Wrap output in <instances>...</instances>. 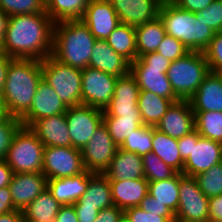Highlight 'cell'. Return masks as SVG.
Listing matches in <instances>:
<instances>
[{
  "instance_id": "obj_1",
  "label": "cell",
  "mask_w": 222,
  "mask_h": 222,
  "mask_svg": "<svg viewBox=\"0 0 222 222\" xmlns=\"http://www.w3.org/2000/svg\"><path fill=\"white\" fill-rule=\"evenodd\" d=\"M54 22L44 11L9 17L0 49L10 58L44 60L52 55Z\"/></svg>"
},
{
  "instance_id": "obj_2",
  "label": "cell",
  "mask_w": 222,
  "mask_h": 222,
  "mask_svg": "<svg viewBox=\"0 0 222 222\" xmlns=\"http://www.w3.org/2000/svg\"><path fill=\"white\" fill-rule=\"evenodd\" d=\"M42 80L41 61L12 58L9 61L1 98L10 116L21 118L29 109Z\"/></svg>"
},
{
  "instance_id": "obj_3",
  "label": "cell",
  "mask_w": 222,
  "mask_h": 222,
  "mask_svg": "<svg viewBox=\"0 0 222 222\" xmlns=\"http://www.w3.org/2000/svg\"><path fill=\"white\" fill-rule=\"evenodd\" d=\"M95 37L81 20L54 23L52 56L59 62L78 68L89 67Z\"/></svg>"
},
{
  "instance_id": "obj_4",
  "label": "cell",
  "mask_w": 222,
  "mask_h": 222,
  "mask_svg": "<svg viewBox=\"0 0 222 222\" xmlns=\"http://www.w3.org/2000/svg\"><path fill=\"white\" fill-rule=\"evenodd\" d=\"M159 17L167 35L181 41L188 50L203 52L214 38L215 32L206 26L201 15L178 8L170 0H164Z\"/></svg>"
},
{
  "instance_id": "obj_5",
  "label": "cell",
  "mask_w": 222,
  "mask_h": 222,
  "mask_svg": "<svg viewBox=\"0 0 222 222\" xmlns=\"http://www.w3.org/2000/svg\"><path fill=\"white\" fill-rule=\"evenodd\" d=\"M170 63L171 61L159 53L150 52L130 63V73L135 77L140 90L155 93L174 103L179 99L175 96L166 75Z\"/></svg>"
},
{
  "instance_id": "obj_6",
  "label": "cell",
  "mask_w": 222,
  "mask_h": 222,
  "mask_svg": "<svg viewBox=\"0 0 222 222\" xmlns=\"http://www.w3.org/2000/svg\"><path fill=\"white\" fill-rule=\"evenodd\" d=\"M209 72L204 53L190 51L184 57L171 62L166 75L175 96L179 100H189Z\"/></svg>"
},
{
  "instance_id": "obj_7",
  "label": "cell",
  "mask_w": 222,
  "mask_h": 222,
  "mask_svg": "<svg viewBox=\"0 0 222 222\" xmlns=\"http://www.w3.org/2000/svg\"><path fill=\"white\" fill-rule=\"evenodd\" d=\"M177 141L186 176L194 177L222 161L220 143L200 136L196 130Z\"/></svg>"
},
{
  "instance_id": "obj_8",
  "label": "cell",
  "mask_w": 222,
  "mask_h": 222,
  "mask_svg": "<svg viewBox=\"0 0 222 222\" xmlns=\"http://www.w3.org/2000/svg\"><path fill=\"white\" fill-rule=\"evenodd\" d=\"M42 79L67 106L82 105V70L63 64L52 55L41 61Z\"/></svg>"
},
{
  "instance_id": "obj_9",
  "label": "cell",
  "mask_w": 222,
  "mask_h": 222,
  "mask_svg": "<svg viewBox=\"0 0 222 222\" xmlns=\"http://www.w3.org/2000/svg\"><path fill=\"white\" fill-rule=\"evenodd\" d=\"M44 144L36 134L26 126L15 133L5 158L13 173L42 172Z\"/></svg>"
},
{
  "instance_id": "obj_10",
  "label": "cell",
  "mask_w": 222,
  "mask_h": 222,
  "mask_svg": "<svg viewBox=\"0 0 222 222\" xmlns=\"http://www.w3.org/2000/svg\"><path fill=\"white\" fill-rule=\"evenodd\" d=\"M209 198L198 187L194 177L180 173L179 202L175 222H207Z\"/></svg>"
},
{
  "instance_id": "obj_11",
  "label": "cell",
  "mask_w": 222,
  "mask_h": 222,
  "mask_svg": "<svg viewBox=\"0 0 222 222\" xmlns=\"http://www.w3.org/2000/svg\"><path fill=\"white\" fill-rule=\"evenodd\" d=\"M85 171L81 150L75 147H44L42 173L47 179L71 177Z\"/></svg>"
},
{
  "instance_id": "obj_12",
  "label": "cell",
  "mask_w": 222,
  "mask_h": 222,
  "mask_svg": "<svg viewBox=\"0 0 222 222\" xmlns=\"http://www.w3.org/2000/svg\"><path fill=\"white\" fill-rule=\"evenodd\" d=\"M117 76L98 69L82 70V105L104 110L114 95Z\"/></svg>"
},
{
  "instance_id": "obj_13",
  "label": "cell",
  "mask_w": 222,
  "mask_h": 222,
  "mask_svg": "<svg viewBox=\"0 0 222 222\" xmlns=\"http://www.w3.org/2000/svg\"><path fill=\"white\" fill-rule=\"evenodd\" d=\"M72 147L82 149L103 122V110L87 105L68 107L65 112Z\"/></svg>"
},
{
  "instance_id": "obj_14",
  "label": "cell",
  "mask_w": 222,
  "mask_h": 222,
  "mask_svg": "<svg viewBox=\"0 0 222 222\" xmlns=\"http://www.w3.org/2000/svg\"><path fill=\"white\" fill-rule=\"evenodd\" d=\"M117 149L118 146L102 122L89 142L81 149L85 170L92 173H104Z\"/></svg>"
},
{
  "instance_id": "obj_15",
  "label": "cell",
  "mask_w": 222,
  "mask_h": 222,
  "mask_svg": "<svg viewBox=\"0 0 222 222\" xmlns=\"http://www.w3.org/2000/svg\"><path fill=\"white\" fill-rule=\"evenodd\" d=\"M139 92L137 81L130 72L118 77L114 95L110 104L103 110V116L140 115L138 109Z\"/></svg>"
},
{
  "instance_id": "obj_16",
  "label": "cell",
  "mask_w": 222,
  "mask_h": 222,
  "mask_svg": "<svg viewBox=\"0 0 222 222\" xmlns=\"http://www.w3.org/2000/svg\"><path fill=\"white\" fill-rule=\"evenodd\" d=\"M67 108L56 91L42 79L37 86L30 109L20 118V121L22 126L30 127L41 118L65 113Z\"/></svg>"
},
{
  "instance_id": "obj_17",
  "label": "cell",
  "mask_w": 222,
  "mask_h": 222,
  "mask_svg": "<svg viewBox=\"0 0 222 222\" xmlns=\"http://www.w3.org/2000/svg\"><path fill=\"white\" fill-rule=\"evenodd\" d=\"M96 40H106L121 24L116 11L108 0H90L81 18Z\"/></svg>"
},
{
  "instance_id": "obj_18",
  "label": "cell",
  "mask_w": 222,
  "mask_h": 222,
  "mask_svg": "<svg viewBox=\"0 0 222 222\" xmlns=\"http://www.w3.org/2000/svg\"><path fill=\"white\" fill-rule=\"evenodd\" d=\"M120 22L133 27L156 20L164 0H108Z\"/></svg>"
},
{
  "instance_id": "obj_19",
  "label": "cell",
  "mask_w": 222,
  "mask_h": 222,
  "mask_svg": "<svg viewBox=\"0 0 222 222\" xmlns=\"http://www.w3.org/2000/svg\"><path fill=\"white\" fill-rule=\"evenodd\" d=\"M155 128L175 139H180L194 131V112L189 100L172 103Z\"/></svg>"
},
{
  "instance_id": "obj_20",
  "label": "cell",
  "mask_w": 222,
  "mask_h": 222,
  "mask_svg": "<svg viewBox=\"0 0 222 222\" xmlns=\"http://www.w3.org/2000/svg\"><path fill=\"white\" fill-rule=\"evenodd\" d=\"M48 179L42 173H14L9 184L16 210L23 211L47 188Z\"/></svg>"
},
{
  "instance_id": "obj_21",
  "label": "cell",
  "mask_w": 222,
  "mask_h": 222,
  "mask_svg": "<svg viewBox=\"0 0 222 222\" xmlns=\"http://www.w3.org/2000/svg\"><path fill=\"white\" fill-rule=\"evenodd\" d=\"M44 147H71L68 123L65 113L41 118L29 127Z\"/></svg>"
},
{
  "instance_id": "obj_22",
  "label": "cell",
  "mask_w": 222,
  "mask_h": 222,
  "mask_svg": "<svg viewBox=\"0 0 222 222\" xmlns=\"http://www.w3.org/2000/svg\"><path fill=\"white\" fill-rule=\"evenodd\" d=\"M189 102L193 112H222V74L210 71Z\"/></svg>"
},
{
  "instance_id": "obj_23",
  "label": "cell",
  "mask_w": 222,
  "mask_h": 222,
  "mask_svg": "<svg viewBox=\"0 0 222 222\" xmlns=\"http://www.w3.org/2000/svg\"><path fill=\"white\" fill-rule=\"evenodd\" d=\"M89 67L117 77L124 76L130 72V62L122 55L116 53L106 40L95 41Z\"/></svg>"
},
{
  "instance_id": "obj_24",
  "label": "cell",
  "mask_w": 222,
  "mask_h": 222,
  "mask_svg": "<svg viewBox=\"0 0 222 222\" xmlns=\"http://www.w3.org/2000/svg\"><path fill=\"white\" fill-rule=\"evenodd\" d=\"M90 171L60 179H48L47 188L61 205H73L85 193Z\"/></svg>"
},
{
  "instance_id": "obj_25",
  "label": "cell",
  "mask_w": 222,
  "mask_h": 222,
  "mask_svg": "<svg viewBox=\"0 0 222 222\" xmlns=\"http://www.w3.org/2000/svg\"><path fill=\"white\" fill-rule=\"evenodd\" d=\"M103 174L109 181L145 178L142 157L118 147L109 167Z\"/></svg>"
},
{
  "instance_id": "obj_26",
  "label": "cell",
  "mask_w": 222,
  "mask_h": 222,
  "mask_svg": "<svg viewBox=\"0 0 222 222\" xmlns=\"http://www.w3.org/2000/svg\"><path fill=\"white\" fill-rule=\"evenodd\" d=\"M148 184L145 178L110 181L114 206L122 210L139 206L148 194Z\"/></svg>"
},
{
  "instance_id": "obj_27",
  "label": "cell",
  "mask_w": 222,
  "mask_h": 222,
  "mask_svg": "<svg viewBox=\"0 0 222 222\" xmlns=\"http://www.w3.org/2000/svg\"><path fill=\"white\" fill-rule=\"evenodd\" d=\"M74 207H94L98 211L114 206L109 179L103 173H90L85 193Z\"/></svg>"
},
{
  "instance_id": "obj_28",
  "label": "cell",
  "mask_w": 222,
  "mask_h": 222,
  "mask_svg": "<svg viewBox=\"0 0 222 222\" xmlns=\"http://www.w3.org/2000/svg\"><path fill=\"white\" fill-rule=\"evenodd\" d=\"M61 206L46 188L22 213L25 222H55Z\"/></svg>"
},
{
  "instance_id": "obj_29",
  "label": "cell",
  "mask_w": 222,
  "mask_h": 222,
  "mask_svg": "<svg viewBox=\"0 0 222 222\" xmlns=\"http://www.w3.org/2000/svg\"><path fill=\"white\" fill-rule=\"evenodd\" d=\"M152 145L151 152L178 173H183L184 161L179 152L177 139L153 127Z\"/></svg>"
},
{
  "instance_id": "obj_30",
  "label": "cell",
  "mask_w": 222,
  "mask_h": 222,
  "mask_svg": "<svg viewBox=\"0 0 222 222\" xmlns=\"http://www.w3.org/2000/svg\"><path fill=\"white\" fill-rule=\"evenodd\" d=\"M172 103L170 99L160 97L146 90H140L138 109L143 124L155 127Z\"/></svg>"
},
{
  "instance_id": "obj_31",
  "label": "cell",
  "mask_w": 222,
  "mask_h": 222,
  "mask_svg": "<svg viewBox=\"0 0 222 222\" xmlns=\"http://www.w3.org/2000/svg\"><path fill=\"white\" fill-rule=\"evenodd\" d=\"M137 58L150 52H156L166 35L163 21L156 20L135 27Z\"/></svg>"
},
{
  "instance_id": "obj_32",
  "label": "cell",
  "mask_w": 222,
  "mask_h": 222,
  "mask_svg": "<svg viewBox=\"0 0 222 222\" xmlns=\"http://www.w3.org/2000/svg\"><path fill=\"white\" fill-rule=\"evenodd\" d=\"M106 41L116 53L130 63L137 58L135 27L121 23L110 33Z\"/></svg>"
},
{
  "instance_id": "obj_33",
  "label": "cell",
  "mask_w": 222,
  "mask_h": 222,
  "mask_svg": "<svg viewBox=\"0 0 222 222\" xmlns=\"http://www.w3.org/2000/svg\"><path fill=\"white\" fill-rule=\"evenodd\" d=\"M90 0H49L45 12L54 23L65 20H81Z\"/></svg>"
},
{
  "instance_id": "obj_34",
  "label": "cell",
  "mask_w": 222,
  "mask_h": 222,
  "mask_svg": "<svg viewBox=\"0 0 222 222\" xmlns=\"http://www.w3.org/2000/svg\"><path fill=\"white\" fill-rule=\"evenodd\" d=\"M179 184L180 173L177 172L171 178L149 182L148 194L176 213L179 202Z\"/></svg>"
},
{
  "instance_id": "obj_35",
  "label": "cell",
  "mask_w": 222,
  "mask_h": 222,
  "mask_svg": "<svg viewBox=\"0 0 222 222\" xmlns=\"http://www.w3.org/2000/svg\"><path fill=\"white\" fill-rule=\"evenodd\" d=\"M103 123L118 147L136 129L144 125L140 115L103 116Z\"/></svg>"
},
{
  "instance_id": "obj_36",
  "label": "cell",
  "mask_w": 222,
  "mask_h": 222,
  "mask_svg": "<svg viewBox=\"0 0 222 222\" xmlns=\"http://www.w3.org/2000/svg\"><path fill=\"white\" fill-rule=\"evenodd\" d=\"M195 130L200 136L222 141V112H194Z\"/></svg>"
},
{
  "instance_id": "obj_37",
  "label": "cell",
  "mask_w": 222,
  "mask_h": 222,
  "mask_svg": "<svg viewBox=\"0 0 222 222\" xmlns=\"http://www.w3.org/2000/svg\"><path fill=\"white\" fill-rule=\"evenodd\" d=\"M153 126L142 125L129 135L119 147L143 157L152 151Z\"/></svg>"
},
{
  "instance_id": "obj_38",
  "label": "cell",
  "mask_w": 222,
  "mask_h": 222,
  "mask_svg": "<svg viewBox=\"0 0 222 222\" xmlns=\"http://www.w3.org/2000/svg\"><path fill=\"white\" fill-rule=\"evenodd\" d=\"M194 178L206 197L222 195V161Z\"/></svg>"
},
{
  "instance_id": "obj_39",
  "label": "cell",
  "mask_w": 222,
  "mask_h": 222,
  "mask_svg": "<svg viewBox=\"0 0 222 222\" xmlns=\"http://www.w3.org/2000/svg\"><path fill=\"white\" fill-rule=\"evenodd\" d=\"M144 177L148 182L161 181L173 177L177 171L164 163L153 152L142 157Z\"/></svg>"
},
{
  "instance_id": "obj_40",
  "label": "cell",
  "mask_w": 222,
  "mask_h": 222,
  "mask_svg": "<svg viewBox=\"0 0 222 222\" xmlns=\"http://www.w3.org/2000/svg\"><path fill=\"white\" fill-rule=\"evenodd\" d=\"M0 9L10 17L21 14H35L45 11L41 0H0Z\"/></svg>"
},
{
  "instance_id": "obj_41",
  "label": "cell",
  "mask_w": 222,
  "mask_h": 222,
  "mask_svg": "<svg viewBox=\"0 0 222 222\" xmlns=\"http://www.w3.org/2000/svg\"><path fill=\"white\" fill-rule=\"evenodd\" d=\"M21 126L20 119L14 116L0 122V160H5L14 135Z\"/></svg>"
},
{
  "instance_id": "obj_42",
  "label": "cell",
  "mask_w": 222,
  "mask_h": 222,
  "mask_svg": "<svg viewBox=\"0 0 222 222\" xmlns=\"http://www.w3.org/2000/svg\"><path fill=\"white\" fill-rule=\"evenodd\" d=\"M156 52L173 62L184 57L190 50L181 41L166 34Z\"/></svg>"
},
{
  "instance_id": "obj_43",
  "label": "cell",
  "mask_w": 222,
  "mask_h": 222,
  "mask_svg": "<svg viewBox=\"0 0 222 222\" xmlns=\"http://www.w3.org/2000/svg\"><path fill=\"white\" fill-rule=\"evenodd\" d=\"M209 70L222 72V32L215 33L208 47L203 51Z\"/></svg>"
},
{
  "instance_id": "obj_44",
  "label": "cell",
  "mask_w": 222,
  "mask_h": 222,
  "mask_svg": "<svg viewBox=\"0 0 222 222\" xmlns=\"http://www.w3.org/2000/svg\"><path fill=\"white\" fill-rule=\"evenodd\" d=\"M202 20L215 33L222 32V0H214L206 9L198 12Z\"/></svg>"
},
{
  "instance_id": "obj_45",
  "label": "cell",
  "mask_w": 222,
  "mask_h": 222,
  "mask_svg": "<svg viewBox=\"0 0 222 222\" xmlns=\"http://www.w3.org/2000/svg\"><path fill=\"white\" fill-rule=\"evenodd\" d=\"M124 216L130 222H175V217H160L156 214L147 213L141 208L130 207L124 210Z\"/></svg>"
},
{
  "instance_id": "obj_46",
  "label": "cell",
  "mask_w": 222,
  "mask_h": 222,
  "mask_svg": "<svg viewBox=\"0 0 222 222\" xmlns=\"http://www.w3.org/2000/svg\"><path fill=\"white\" fill-rule=\"evenodd\" d=\"M138 207L147 213H153L160 217H175V213L171 209L149 194L144 197Z\"/></svg>"
},
{
  "instance_id": "obj_47",
  "label": "cell",
  "mask_w": 222,
  "mask_h": 222,
  "mask_svg": "<svg viewBox=\"0 0 222 222\" xmlns=\"http://www.w3.org/2000/svg\"><path fill=\"white\" fill-rule=\"evenodd\" d=\"M178 8L193 13L206 9L214 0H170Z\"/></svg>"
},
{
  "instance_id": "obj_48",
  "label": "cell",
  "mask_w": 222,
  "mask_h": 222,
  "mask_svg": "<svg viewBox=\"0 0 222 222\" xmlns=\"http://www.w3.org/2000/svg\"><path fill=\"white\" fill-rule=\"evenodd\" d=\"M124 216V210L112 206L102 209L98 212L97 219L94 222H119Z\"/></svg>"
},
{
  "instance_id": "obj_49",
  "label": "cell",
  "mask_w": 222,
  "mask_h": 222,
  "mask_svg": "<svg viewBox=\"0 0 222 222\" xmlns=\"http://www.w3.org/2000/svg\"><path fill=\"white\" fill-rule=\"evenodd\" d=\"M208 221L222 222V195L209 198Z\"/></svg>"
},
{
  "instance_id": "obj_50",
  "label": "cell",
  "mask_w": 222,
  "mask_h": 222,
  "mask_svg": "<svg viewBox=\"0 0 222 222\" xmlns=\"http://www.w3.org/2000/svg\"><path fill=\"white\" fill-rule=\"evenodd\" d=\"M16 210L12 202L9 186L0 188V215Z\"/></svg>"
},
{
  "instance_id": "obj_51",
  "label": "cell",
  "mask_w": 222,
  "mask_h": 222,
  "mask_svg": "<svg viewBox=\"0 0 222 222\" xmlns=\"http://www.w3.org/2000/svg\"><path fill=\"white\" fill-rule=\"evenodd\" d=\"M55 222H78L73 205H62L55 218Z\"/></svg>"
},
{
  "instance_id": "obj_52",
  "label": "cell",
  "mask_w": 222,
  "mask_h": 222,
  "mask_svg": "<svg viewBox=\"0 0 222 222\" xmlns=\"http://www.w3.org/2000/svg\"><path fill=\"white\" fill-rule=\"evenodd\" d=\"M78 222H94L98 216V210L94 207H74Z\"/></svg>"
},
{
  "instance_id": "obj_53",
  "label": "cell",
  "mask_w": 222,
  "mask_h": 222,
  "mask_svg": "<svg viewBox=\"0 0 222 222\" xmlns=\"http://www.w3.org/2000/svg\"><path fill=\"white\" fill-rule=\"evenodd\" d=\"M13 171L5 160H0V188L9 186L13 177Z\"/></svg>"
},
{
  "instance_id": "obj_54",
  "label": "cell",
  "mask_w": 222,
  "mask_h": 222,
  "mask_svg": "<svg viewBox=\"0 0 222 222\" xmlns=\"http://www.w3.org/2000/svg\"><path fill=\"white\" fill-rule=\"evenodd\" d=\"M11 59L0 49V95L4 88L8 64Z\"/></svg>"
},
{
  "instance_id": "obj_55",
  "label": "cell",
  "mask_w": 222,
  "mask_h": 222,
  "mask_svg": "<svg viewBox=\"0 0 222 222\" xmlns=\"http://www.w3.org/2000/svg\"><path fill=\"white\" fill-rule=\"evenodd\" d=\"M0 222H25L22 211L14 210L7 214L0 215Z\"/></svg>"
},
{
  "instance_id": "obj_56",
  "label": "cell",
  "mask_w": 222,
  "mask_h": 222,
  "mask_svg": "<svg viewBox=\"0 0 222 222\" xmlns=\"http://www.w3.org/2000/svg\"><path fill=\"white\" fill-rule=\"evenodd\" d=\"M9 17H10L9 15L4 13L0 9V46L4 42V39H5V36H6V30H7Z\"/></svg>"
},
{
  "instance_id": "obj_57",
  "label": "cell",
  "mask_w": 222,
  "mask_h": 222,
  "mask_svg": "<svg viewBox=\"0 0 222 222\" xmlns=\"http://www.w3.org/2000/svg\"><path fill=\"white\" fill-rule=\"evenodd\" d=\"M9 113L7 111L5 102L2 100L0 96V122L6 120L9 117Z\"/></svg>"
},
{
  "instance_id": "obj_58",
  "label": "cell",
  "mask_w": 222,
  "mask_h": 222,
  "mask_svg": "<svg viewBox=\"0 0 222 222\" xmlns=\"http://www.w3.org/2000/svg\"><path fill=\"white\" fill-rule=\"evenodd\" d=\"M119 222H130V221L125 216H123Z\"/></svg>"
},
{
  "instance_id": "obj_59",
  "label": "cell",
  "mask_w": 222,
  "mask_h": 222,
  "mask_svg": "<svg viewBox=\"0 0 222 222\" xmlns=\"http://www.w3.org/2000/svg\"><path fill=\"white\" fill-rule=\"evenodd\" d=\"M41 1L44 5H46L49 2V0H41Z\"/></svg>"
},
{
  "instance_id": "obj_60",
  "label": "cell",
  "mask_w": 222,
  "mask_h": 222,
  "mask_svg": "<svg viewBox=\"0 0 222 222\" xmlns=\"http://www.w3.org/2000/svg\"><path fill=\"white\" fill-rule=\"evenodd\" d=\"M219 143H220L221 155H222V141H220Z\"/></svg>"
}]
</instances>
